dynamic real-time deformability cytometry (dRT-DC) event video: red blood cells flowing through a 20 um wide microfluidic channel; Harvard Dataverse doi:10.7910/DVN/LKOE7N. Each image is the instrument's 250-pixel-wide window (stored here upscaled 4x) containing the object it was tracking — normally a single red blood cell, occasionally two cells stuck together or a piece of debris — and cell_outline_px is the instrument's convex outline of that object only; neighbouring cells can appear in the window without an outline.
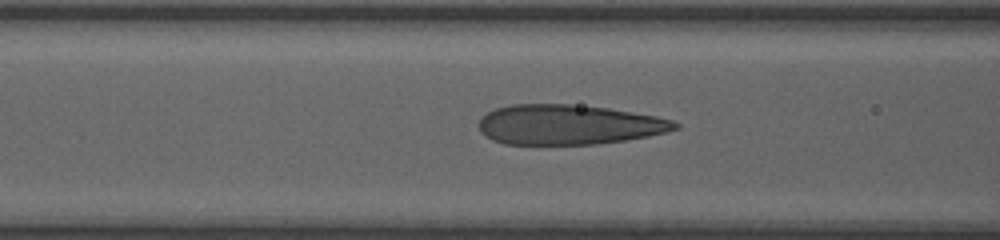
{"species": "human", "species_latin": "Homo sapiens", "temperature_condition": "room temperature", "stored_images_in_passage": 34, "camera_frame_rate_fps": 3000, "um_per_image_px": 0.085, "donor": {"sex": "female"}, "frame": {"image": 1, "passage_image": 13, "time_ms": 4.0, "image_size_px": [1000, 240], "cell_outline_px": [[680, 128], [648, 136], [624, 140], [596, 144], [504, 144], [492, 140], [480, 132], [480, 120], [488, 112], [496, 108], [512, 104], [568, 104], [608, 108], [656, 116], [672, 120], [680, 124]], "centroid_in_image_um": [48.33, 10.59], "position_along_channel_um": 118.3, "area_um2": 45.43}}
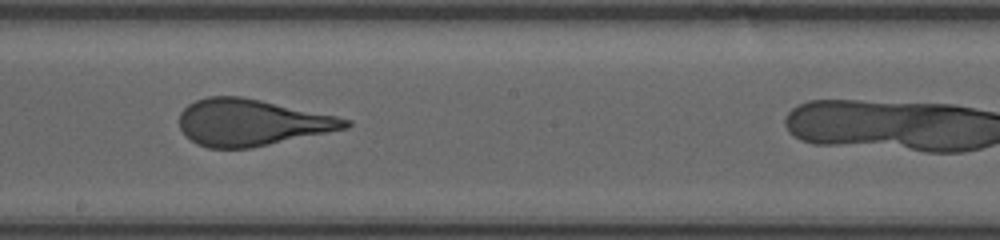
{"frame": {"image": 2, "passage_image": 21, "time_ms": 6.667, "image_size_px": [1000, 240], "cell_outline_px": [[352, 124], [348, 128], [252, 148], [208, 148], [196, 144], [184, 136], [180, 128], [180, 112], [188, 104], [196, 100], [208, 96], [240, 96], [260, 100], [336, 116], [352, 120]], "centroid_in_image_um": [21.36, 10.42], "position_along_channel_um": 226.8, "area_um2": 45.08}}
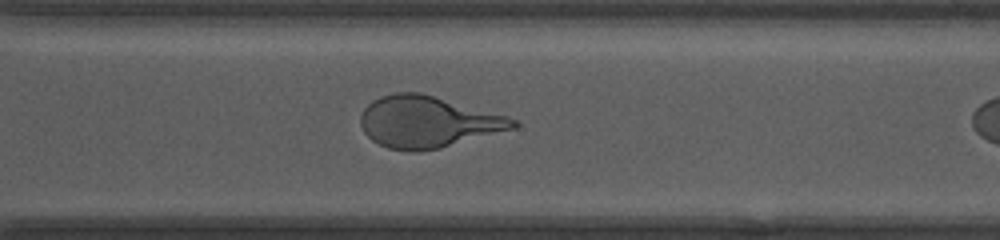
{"frame": {"image": 3, "passage_image": 29, "time_ms": 9.333, "image_size_px": [1000, 240], "cell_outline_px": [[520, 124], [516, 128], [440, 148], [388, 148], [372, 140], [364, 132], [360, 124], [360, 116], [364, 108], [372, 100], [380, 96], [396, 92], [420, 92], [508, 116], [520, 120]], "centroid_in_image_um": [36.39, 10.32], "position_along_channel_um": 334.2, "area_um2": 45.14}}